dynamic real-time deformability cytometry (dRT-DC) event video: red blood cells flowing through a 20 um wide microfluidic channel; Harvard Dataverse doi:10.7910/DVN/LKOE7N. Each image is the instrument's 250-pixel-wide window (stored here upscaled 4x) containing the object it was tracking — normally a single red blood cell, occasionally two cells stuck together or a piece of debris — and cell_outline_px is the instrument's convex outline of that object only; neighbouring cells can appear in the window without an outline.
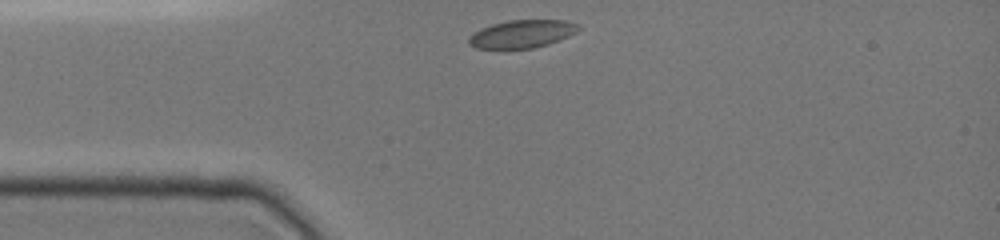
{"species": "common noctule bat (a hibernating species)", "species_latin": "Nyctalus noctula", "temperature_condition": "cold", "stored_images_in_passage": 31, "camera_frame_rate_fps": 3000, "um_per_image_px": 0.085, "animal": {"sex": "female", "body_mass_g": 19.0, "forearm_length_mm": 51.5}, "frame": {"image": 1, "passage_image": 1, "time_ms": 0.0, "image_size_px": [1000, 240], "cell_outline_px": [[580, 28], [576, 32], [568, 36], [548, 44], [532, 48], [476, 48], [468, 44], [468, 40], [480, 28], [492, 24], [508, 20], [564, 20], [580, 24]], "centroid_in_image_um": [44.39, 2.87], "position_along_channel_um": 40.6, "area_um2": 17.63}}
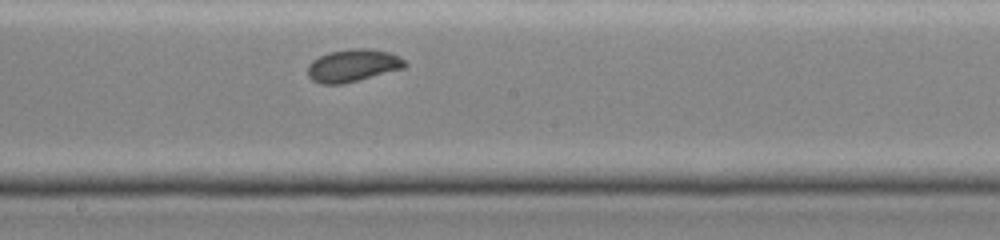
{"frame": {"image": 2, "passage_image": 16, "time_ms": 5.0, "image_size_px": [1000, 240], "cell_outline_px": [[408, 64], [404, 68], [340, 84], [320, 84], [312, 80], [308, 76], [308, 64], [312, 60], [328, 52], [352, 48], [368, 48], [388, 52], [400, 56]], "centroid_in_image_um": [29.98, 5.55], "position_along_channel_um": 218.2, "area_um2": 18.32}}
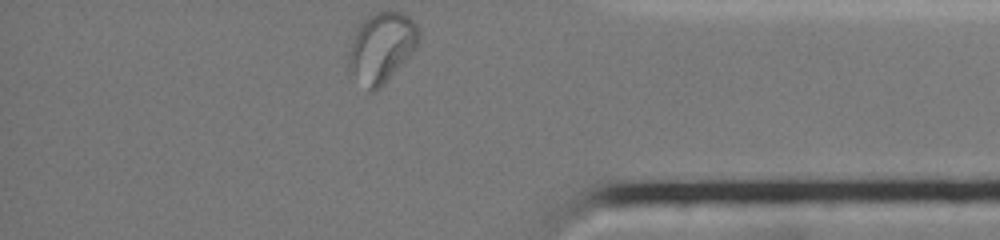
{"frame": {"image": 3, "passage_image": 31, "time_ms": 10.0, "image_size_px": [1000, 240], "cell_outline_px": [[420, 40], [416, 48], [384, 84], [380, 88], [372, 92], [348, 72], [348, 52], [356, 28], [372, 12], [400, 12], [408, 16], [416, 24], [420, 32]], "centroid_in_image_um": [32.42, 4.03], "position_along_channel_um": 402.8, "area_um2": 28.61}}